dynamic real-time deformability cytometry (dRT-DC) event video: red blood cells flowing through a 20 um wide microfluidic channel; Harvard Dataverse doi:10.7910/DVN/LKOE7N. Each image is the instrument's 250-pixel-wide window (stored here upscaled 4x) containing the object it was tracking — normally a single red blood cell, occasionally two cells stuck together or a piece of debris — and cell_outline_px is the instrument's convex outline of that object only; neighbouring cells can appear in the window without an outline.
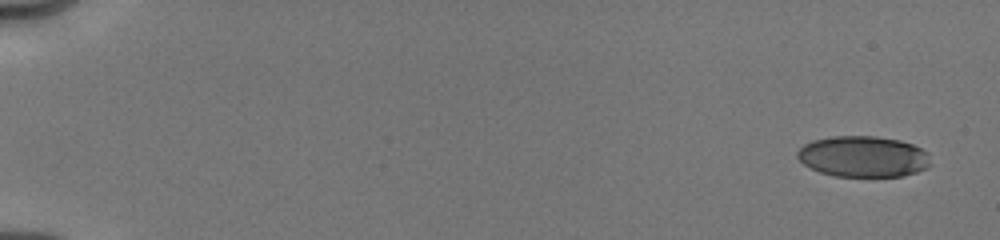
{"species": "human", "species_latin": "Homo sapiens", "temperature_condition": "cold", "stored_images_in_passage": 7, "camera_frame_rate_fps": 3000, "um_per_image_px": 0.085, "donor": {"sex": "male"}, "frame": {"image": 1, "passage_image": 1, "time_ms": 0.0, "image_size_px": [1000, 240], "cell_outline_px": [[928, 168], [904, 176], [836, 176], [820, 172], [804, 164], [796, 156], [796, 152], [804, 144], [812, 140], [832, 136], [876, 136], [900, 140], [912, 144], [928, 152]], "centroid_in_image_um": [73.36, 13.3], "position_along_channel_um": 11.6, "area_um2": 31.79}}
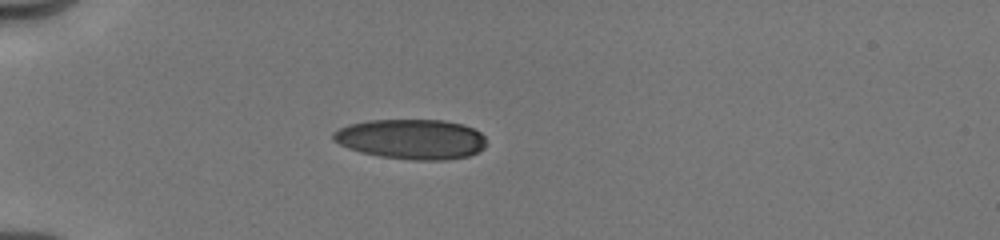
{"frame": {"image": 2, "passage_image": 5, "time_ms": 4.667, "image_size_px": [1000, 240], "cell_outline_px": [[484, 148], [468, 156], [444, 160], [412, 160], [380, 156], [360, 152], [348, 148], [332, 140], [332, 132], [348, 124], [368, 120], [444, 120], [460, 124], [472, 128], [480, 132], [484, 136]], "centroid_in_image_um": [34.92, 11.82], "position_along_channel_um": 50.1, "area_um2": 35.66}}
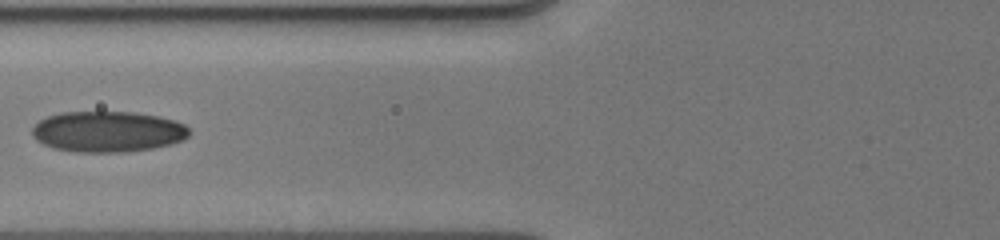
{"frame": {"image": 3, "passage_image": 7, "time_ms": 7.0, "image_size_px": [1000, 240], "cell_outline_px": [[188, 136], [184, 140], [172, 144], [152, 148], [124, 152], [76, 152], [52, 148], [36, 140], [32, 136], [32, 128], [40, 120], [48, 116], [60, 112], [136, 112], [160, 116], [176, 120], [184, 124], [188, 128]], "centroid_in_image_um": [9.17, 11.18], "position_along_channel_um": 116.6, "area_um2": 37.63}}